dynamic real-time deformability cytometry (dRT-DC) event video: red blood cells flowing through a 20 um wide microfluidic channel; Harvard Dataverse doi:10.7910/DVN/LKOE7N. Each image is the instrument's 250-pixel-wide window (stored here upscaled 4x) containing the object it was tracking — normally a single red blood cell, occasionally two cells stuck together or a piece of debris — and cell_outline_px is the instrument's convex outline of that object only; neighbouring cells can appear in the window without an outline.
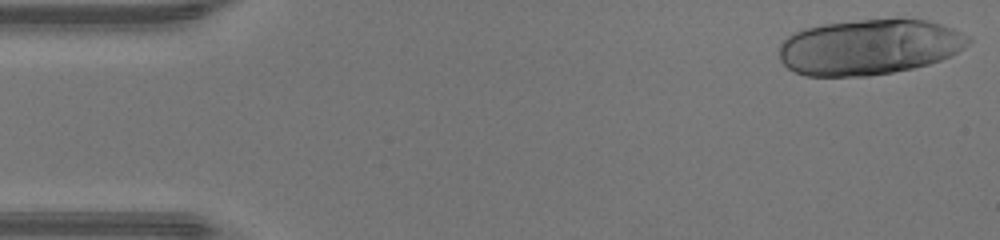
{"species": "human", "species_latin": "Homo sapiens", "temperature_condition": "warm", "stored_images_in_passage": 15, "camera_frame_rate_fps": 3000, "um_per_image_px": 0.085, "donor": {"sex": "male"}, "frame": {"image": 1, "passage_image": 1, "time_ms": 0.0, "image_size_px": [1000, 240], "cell_outline_px": [[972, 40], [968, 44], [956, 52], [940, 60], [928, 64], [912, 68], [892, 72], [868, 76], [808, 76], [796, 72], [788, 68], [780, 60], [780, 44], [788, 36], [804, 28], [824, 24], [864, 20], [928, 20], [952, 28], [968, 36]], "centroid_in_image_um": [73.86, 4.01], "position_along_channel_um": 11.1, "area_um2": 60.57}}